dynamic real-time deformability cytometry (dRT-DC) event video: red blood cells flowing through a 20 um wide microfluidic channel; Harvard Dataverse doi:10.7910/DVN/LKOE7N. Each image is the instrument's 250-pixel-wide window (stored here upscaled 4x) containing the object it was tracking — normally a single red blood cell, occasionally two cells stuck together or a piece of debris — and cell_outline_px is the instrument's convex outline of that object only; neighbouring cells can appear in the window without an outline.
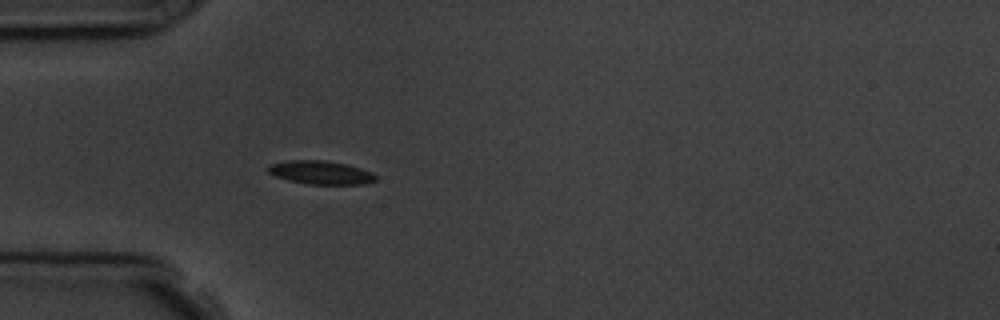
{"species": "common noctule bat (a hibernating species)", "species_latin": "Nyctalus noctula", "temperature_condition": "room temperature", "stored_images_in_passage": 2, "camera_frame_rate_fps": 3000, "um_per_image_px": 0.085, "animal": {"sex": "male", "body_mass_g": 19.5, "forearm_length_mm": 54.6}, "frame": {"image": 1, "passage_image": 2, "time_ms": 1.333, "image_size_px": [1000, 320], "cell_outline_px": [[376, 180], [364, 184], [304, 184], [288, 180], [276, 176], [268, 172], [268, 168], [272, 164], [288, 160], [324, 160], [348, 164], [372, 172], [376, 176]], "centroid_in_image_um": [27.28, 14.66], "position_along_channel_um": 57.7, "area_um2": 14.68}}